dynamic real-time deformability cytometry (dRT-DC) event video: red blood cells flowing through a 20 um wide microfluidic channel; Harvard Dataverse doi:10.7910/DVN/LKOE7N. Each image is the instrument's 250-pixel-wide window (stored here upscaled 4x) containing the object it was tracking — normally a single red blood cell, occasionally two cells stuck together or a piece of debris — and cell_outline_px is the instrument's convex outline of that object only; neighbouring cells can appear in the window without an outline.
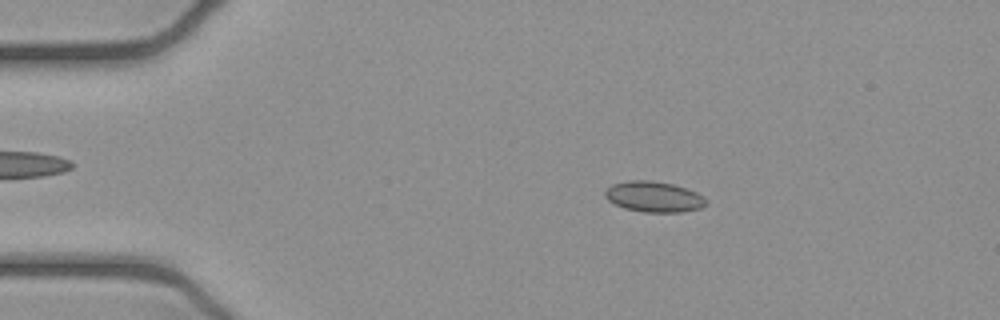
{"species": "common noctule bat (a hibernating species)", "species_latin": "Nyctalus noctula", "temperature_condition": "cold", "stored_images_in_passage": 47, "camera_frame_rate_fps": 3000, "um_per_image_px": 0.085, "animal": {"sex": "female", "body_mass_g": 21.9}, "frame": {"image": 1, "passage_image": 5, "time_ms": 1.333, "image_size_px": [1000, 320], "cell_outline_px": [[708, 204], [700, 208], [680, 212], [644, 212], [624, 208], [608, 200], [604, 196], [604, 192], [612, 184], [628, 180], [652, 180], [672, 184], [696, 192], [704, 196], [708, 200]], "centroid_in_image_um": [55.59, 16.72], "position_along_channel_um": 29.4, "area_um2": 18.09}}
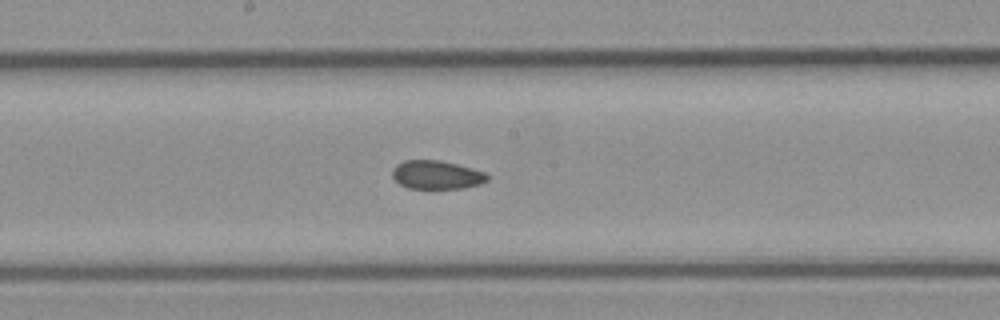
{"frame": {"image": 2, "passage_image": 23, "time_ms": 7.333, "image_size_px": [1000, 320], "cell_outline_px": [[488, 180], [480, 184], [464, 188], [408, 188], [400, 184], [392, 176], [392, 168], [396, 164], [404, 160], [440, 160], [472, 168], [484, 172], [488, 176]], "centroid_in_image_um": [37.09, 14.85], "position_along_channel_um": 211.1, "area_um2": 15.78}}
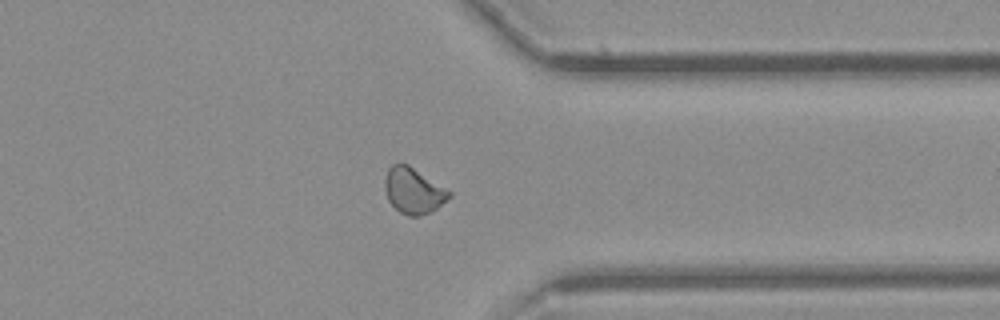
{"frame": {"image": 3, "passage_image": 36, "time_ms": 11.667, "image_size_px": [1000, 320], "cell_outline_px": [[452, 196], [432, 212], [420, 216], [408, 216], [400, 212], [388, 200], [384, 188], [384, 180], [388, 168], [392, 164], [400, 160], [408, 164], [452, 192]], "centroid_in_image_um": [35.13, 16.19], "position_along_channel_um": 376.3, "area_um2": 17.46}, "authors_computed_cell_mechanics": {"area_um2": 16.8198, "velocity_mm_per_s": 3.9206, "shape_relaxation_time_tau1_ms": null, "shape_relaxation_time_tau2_ms": 3.3298, "deformation_change_tau1": null, "deformation_change_tau2": 0.0631}}